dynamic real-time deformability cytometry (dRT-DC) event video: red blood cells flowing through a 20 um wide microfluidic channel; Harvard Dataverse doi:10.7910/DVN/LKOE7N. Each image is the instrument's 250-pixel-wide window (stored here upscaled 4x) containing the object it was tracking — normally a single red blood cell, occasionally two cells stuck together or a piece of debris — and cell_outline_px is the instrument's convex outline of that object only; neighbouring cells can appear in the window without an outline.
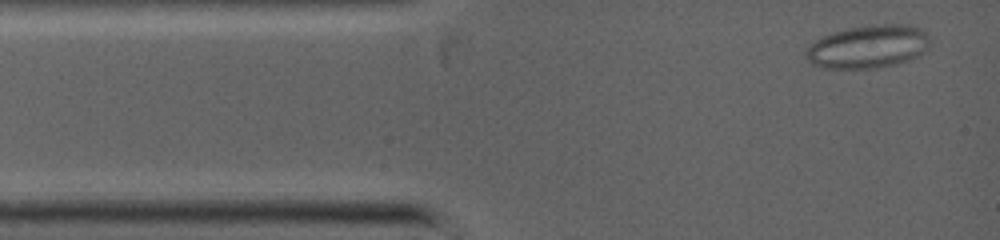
{"species": "common noctule bat (a hibernating species)", "species_latin": "Nyctalus noctula", "temperature_condition": "warm", "stored_images_in_passage": 17, "camera_frame_rate_fps": 5000, "um_per_image_px": 0.085, "animal": {"sex": "female", "body_mass_g": 19.0, "forearm_length_mm": 53.3}, "frame": {"image": 1, "passage_image": 4, "time_ms": 0.4, "image_size_px": [1000, 240], "cell_outline_px": [[928, 48], [916, 56], [908, 60], [896, 64], [876, 68], [824, 68], [812, 64], [808, 60], [804, 52], [816, 40], [832, 32], [848, 28], [868, 24], [908, 24], [924, 28], [928, 32]], "centroid_in_image_um": [73.81, 3.94], "position_along_channel_um": 11.2, "area_um2": 31.27}}
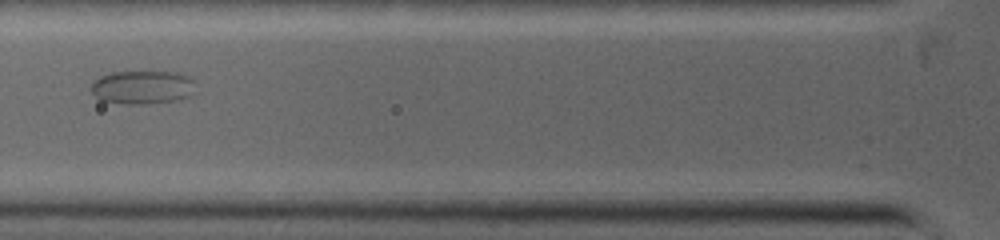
{"frame": {"image": 2, "passage_image": 14, "time_ms": 3.8, "image_size_px": [1000, 240], "cell_outline_px": [[196, 92], [188, 96], [176, 100], [148, 104], [124, 104], [100, 100], [92, 92], [92, 84], [100, 76], [112, 72], [176, 72], [188, 76], [192, 80]], "centroid_in_image_um": [12.12, 7.42], "position_along_channel_um": 113.7, "area_um2": 20.35}}
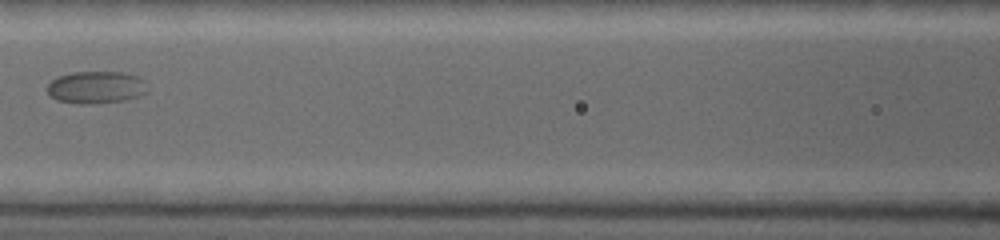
{"frame": {"image": 3, "passage_image": 16, "time_ms": 4.8, "image_size_px": [1000, 240], "cell_outline_px": [[148, 92], [124, 100], [96, 104], [76, 104], [56, 100], [48, 96], [44, 88], [52, 80], [60, 76], [72, 72], [120, 72], [136, 76], [144, 80]], "centroid_in_image_um": [8.1, 7.44], "position_along_channel_um": 158.5, "area_um2": 19.07}}